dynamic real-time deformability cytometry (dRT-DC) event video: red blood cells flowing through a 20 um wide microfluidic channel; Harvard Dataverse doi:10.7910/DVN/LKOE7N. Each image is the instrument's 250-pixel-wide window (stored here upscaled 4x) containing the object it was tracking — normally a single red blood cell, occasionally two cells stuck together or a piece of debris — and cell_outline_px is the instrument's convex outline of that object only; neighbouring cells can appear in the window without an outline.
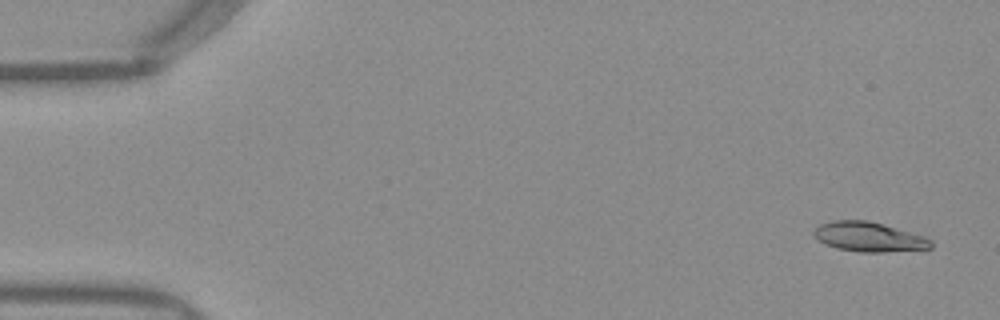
{"species": "Egyptian fruit bat (a non-hibernating species)", "species_latin": "Rousettus aegyptiacus", "temperature_condition": "warm", "stored_images_in_passage": 52, "segment_of_instrument_passage": [1, 2], "camera_frame_rate_fps": 3000, "um_per_image_px": 0.085, "frame": {"image": 1, "passage_image": 2, "time_ms": 0.333, "image_size_px": [1000, 320], "cell_outline_px": [[932, 248], [880, 252], [860, 252], [836, 248], [820, 240], [812, 232], [820, 224], [836, 220], [868, 220], [924, 236], [932, 240]], "centroid_in_image_um": [73.87, 20.13], "position_along_channel_um": 11.1, "area_um2": 19.83}}
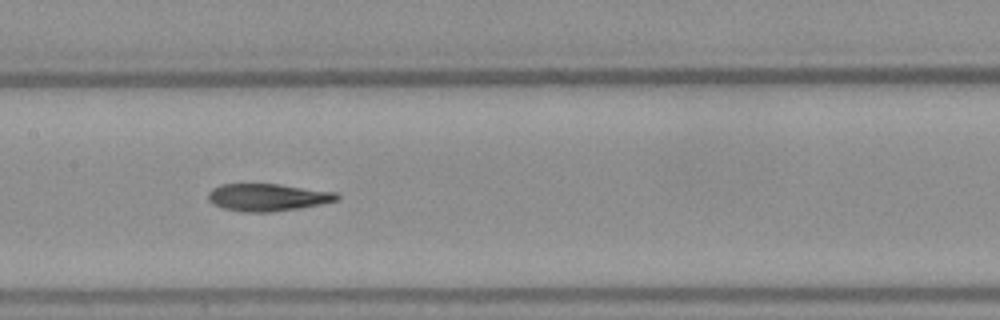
{"frame": {"image": 2, "passage_image": 25, "time_ms": 8.0, "image_size_px": [1000, 320], "cell_outline_px": [[340, 200], [320, 204], [272, 212], [244, 212], [224, 208], [208, 200], [208, 192], [212, 188], [220, 184], [280, 184], [336, 192], [340, 196]], "centroid_in_image_um": [22.76, 16.76], "position_along_channel_um": 184.6, "area_um2": 20.46}}
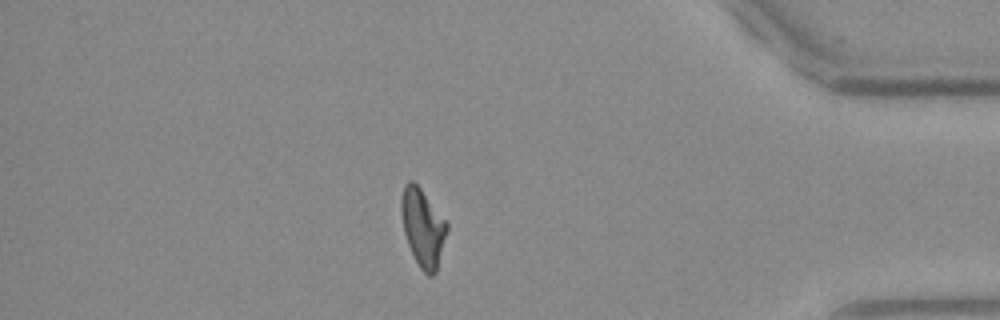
{"frame": {"image": 3, "passage_image": 44, "time_ms": 14.333, "image_size_px": [1000, 320], "cell_outline_px": [[448, 228], [436, 272], [432, 276], [428, 276], [420, 268], [408, 244], [404, 232], [400, 208], [400, 200], [404, 184], [408, 180], [412, 180], [420, 188], [448, 224]], "centroid_in_image_um": [35.92, 19.33], "position_along_channel_um": 399.3, "area_um2": 20.4}}